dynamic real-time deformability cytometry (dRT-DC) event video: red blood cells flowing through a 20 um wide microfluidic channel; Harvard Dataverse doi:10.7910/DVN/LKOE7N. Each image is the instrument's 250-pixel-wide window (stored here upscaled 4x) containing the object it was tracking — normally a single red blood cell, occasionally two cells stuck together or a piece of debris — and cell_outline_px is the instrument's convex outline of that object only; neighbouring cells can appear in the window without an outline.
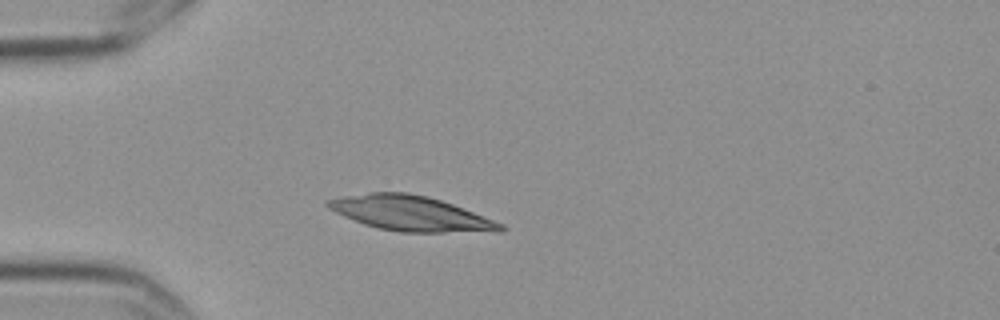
{"species": "Egyptian fruit bat (a non-hibernating species)", "species_latin": "Rousettus aegyptiacus", "temperature_condition": "cold", "stored_images_in_passage": 4, "camera_frame_rate_fps": 3000, "um_per_image_px": 0.085, "frame": {"image": 1, "passage_image": 4, "time_ms": 1.0, "image_size_px": [1000, 320], "cell_outline_px": [[508, 228], [504, 232], [400, 232], [376, 228], [364, 224], [344, 216], [328, 208], [324, 204], [324, 200], [344, 196], [368, 192], [408, 192], [428, 196], [452, 204], [504, 224]], "centroid_in_image_um": [34.92, 18.14], "position_along_channel_um": 50.1, "area_um2": 35.32}}